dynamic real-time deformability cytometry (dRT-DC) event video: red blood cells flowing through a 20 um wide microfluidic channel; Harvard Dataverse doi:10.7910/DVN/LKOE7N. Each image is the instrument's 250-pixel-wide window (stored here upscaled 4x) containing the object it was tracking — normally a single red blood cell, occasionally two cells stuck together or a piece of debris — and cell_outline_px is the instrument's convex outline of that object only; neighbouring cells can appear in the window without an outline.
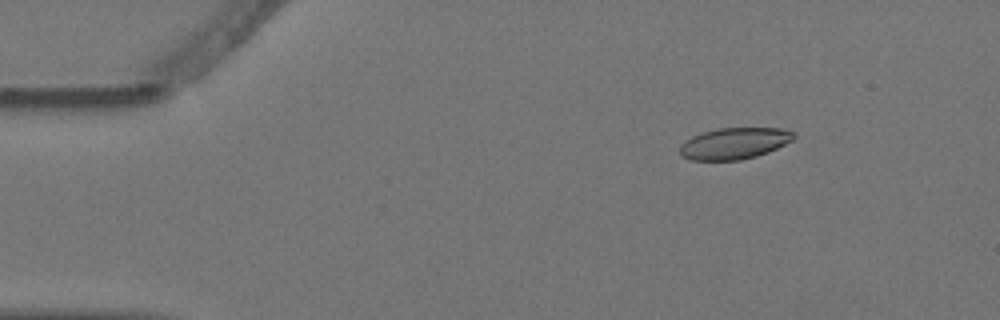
{"species": "Egyptian fruit bat (a non-hibernating species)", "species_latin": "Rousettus aegyptiacus", "temperature_condition": "warm", "stored_images_in_passage": 5, "camera_frame_rate_fps": 3000, "um_per_image_px": 0.085, "animal": {"sex": "female"}, "frame": {"image": 1, "passage_image": 3, "time_ms": 0.667, "image_size_px": [1000, 320], "cell_outline_px": [[796, 136], [792, 140], [768, 152], [756, 156], [740, 160], [692, 160], [680, 156], [680, 144], [692, 136], [716, 128], [784, 128], [796, 132]], "centroid_in_image_um": [62.42, 12.18], "position_along_channel_um": 22.6, "area_um2": 20.92}}
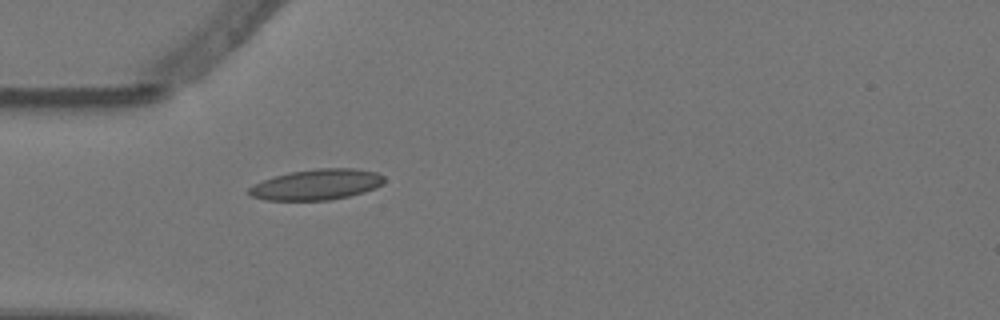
{"frame": {"image": 2, "passage_image": 5, "time_ms": 1.333, "image_size_px": [1000, 320], "cell_outline_px": [[384, 184], [376, 188], [364, 192], [348, 196], [328, 200], [264, 200], [248, 196], [244, 192], [252, 184], [288, 172], [316, 168], [352, 168], [376, 172], [384, 176]], "centroid_in_image_um": [26.87, 15.69], "position_along_channel_um": 58.1, "area_um2": 24.45}}